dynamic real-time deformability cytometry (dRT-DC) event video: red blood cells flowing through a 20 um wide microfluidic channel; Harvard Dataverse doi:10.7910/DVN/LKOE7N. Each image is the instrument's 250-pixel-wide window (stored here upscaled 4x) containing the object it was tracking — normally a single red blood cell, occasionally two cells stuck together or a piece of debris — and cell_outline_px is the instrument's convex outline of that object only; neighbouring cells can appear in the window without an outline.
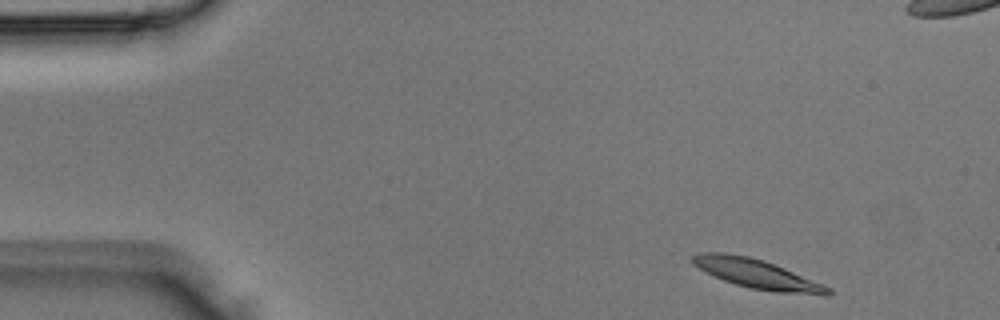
{"species": "Egyptian fruit bat (a non-hibernating species)", "species_latin": "Rousettus aegyptiacus", "temperature_condition": "room temperature", "stored_images_in_passage": 4, "camera_frame_rate_fps": 3000, "um_per_image_px": 0.085, "animal": {"sex": "male"}, "frame": {"image": 1, "passage_image": 1, "time_ms": 0.0, "image_size_px": [1000, 320], "cell_outline_px": [[832, 296], [824, 296], [776, 292], [748, 288], [724, 280], [692, 264], [688, 260], [688, 256], [700, 252], [724, 252], [748, 256], [764, 260], [824, 284], [832, 288]], "centroid_in_image_um": [64.37, 23.29], "position_along_channel_um": 20.6, "area_um2": 23.41}}